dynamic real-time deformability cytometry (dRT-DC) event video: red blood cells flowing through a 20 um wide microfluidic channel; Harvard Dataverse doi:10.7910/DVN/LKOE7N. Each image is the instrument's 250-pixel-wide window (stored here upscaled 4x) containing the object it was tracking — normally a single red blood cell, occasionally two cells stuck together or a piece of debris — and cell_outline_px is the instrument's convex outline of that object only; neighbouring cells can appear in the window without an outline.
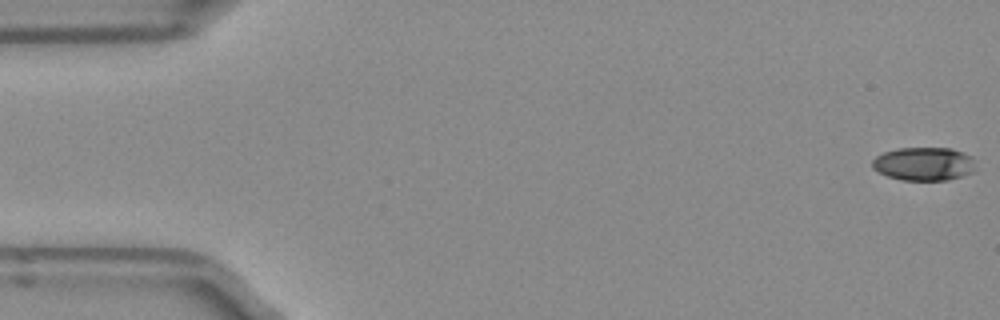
{"species": "Egyptian fruit bat (a non-hibernating species)", "species_latin": "Rousettus aegyptiacus", "temperature_condition": "room temperature", "stored_images_in_passage": 51, "camera_frame_rate_fps": 3000, "um_per_image_px": 0.085, "frame": {"image": 1, "passage_image": 1, "time_ms": 0.0, "image_size_px": [1000, 320], "cell_outline_px": [[972, 172], [948, 180], [904, 180], [888, 176], [872, 168], [872, 160], [876, 156], [884, 152], [896, 148], [952, 148], [964, 152], [972, 156]], "centroid_in_image_um": [78.5, 13.91], "position_along_channel_um": 6.5, "area_um2": 19.94}}
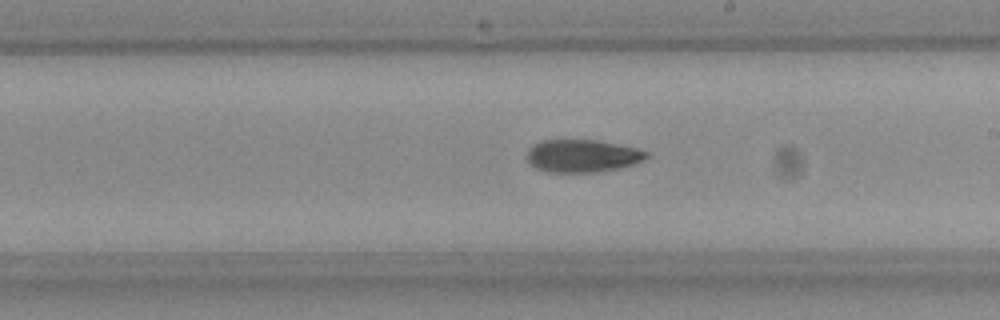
{"frame": {"image": 2, "passage_image": 29, "time_ms": 9.333, "image_size_px": [1000, 320], "cell_outline_px": [[648, 156], [632, 164], [616, 168], [596, 172], [544, 172], [536, 168], [528, 160], [528, 148], [532, 144], [540, 140], [596, 140], [636, 148], [648, 152]], "centroid_in_image_um": [49.43, 13.24], "position_along_channel_um": 239.6, "area_um2": 22.48}}
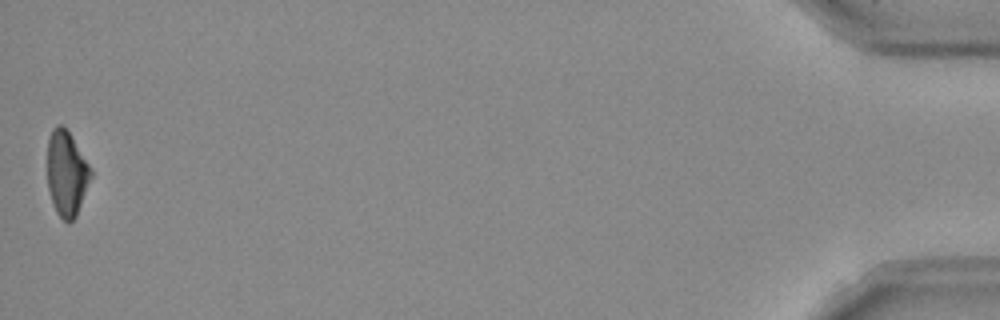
{"frame": {"image": 3, "passage_image": 51, "time_ms": 16.667, "image_size_px": [1000, 320], "cell_outline_px": [[92, 176], [76, 216], [68, 224], [56, 212], [48, 188], [48, 140], [52, 128], [56, 124], [60, 124], [68, 132], [92, 168]], "centroid_in_image_um": [5.67, 14.75], "position_along_channel_um": 429.5, "area_um2": 21.33}, "authors_computed_cell_mechanics": {"area_um2": 22.542, "velocity_mm_per_s": 3.9739, "shape_relaxation_time_tau1_ms": 5.5973, "shape_relaxation_time_tau2_ms": null, "deformation_change_tau1": 0.1706, "deformation_change_tau2": null}}